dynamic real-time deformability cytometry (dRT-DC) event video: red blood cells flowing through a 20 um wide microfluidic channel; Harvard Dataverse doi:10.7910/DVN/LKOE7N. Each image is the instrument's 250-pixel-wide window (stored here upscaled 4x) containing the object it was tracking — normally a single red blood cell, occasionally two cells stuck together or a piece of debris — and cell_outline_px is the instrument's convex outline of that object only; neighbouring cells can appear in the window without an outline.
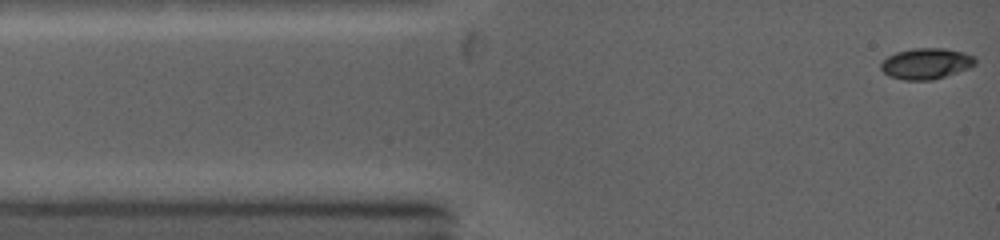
{"species": "common noctule bat (a hibernating species)", "species_latin": "Nyctalus noctula", "temperature_condition": "warm", "stored_images_in_passage": 79, "camera_frame_rate_fps": 5000, "um_per_image_px": 0.085, "animal": {"sex": "female", "body_mass_g": 19.0, "forearm_length_mm": 53.3}, "frame": {"image": 1, "passage_image": 1, "time_ms": 0.0, "image_size_px": [1000, 240], "cell_outline_px": [[976, 60], [972, 64], [964, 68], [944, 76], [932, 80], [904, 80], [892, 76], [884, 72], [880, 68], [880, 64], [888, 56], [896, 52], [912, 48], [944, 48], [964, 52], [972, 56]], "centroid_in_image_um": [78.65, 5.39], "position_along_channel_um": 6.3, "area_um2": 16.53}}
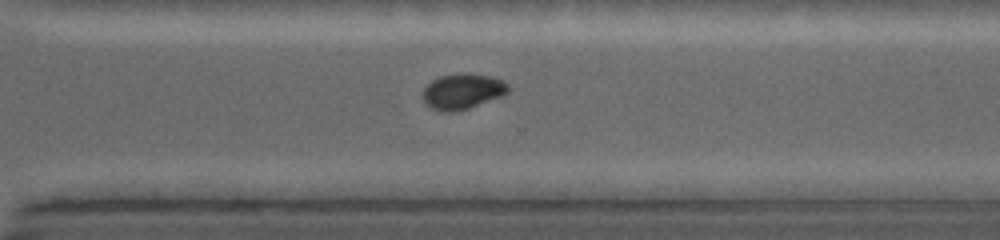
{"frame": {"image": 2, "passage_image": 47, "time_ms": 8.8, "image_size_px": [1000, 240], "cell_outline_px": [[508, 92], [500, 96], [468, 108], [456, 112], [444, 112], [432, 108], [424, 100], [424, 88], [432, 80], [440, 76], [492, 76], [508, 84]], "centroid_in_image_um": [39.3, 7.81], "position_along_channel_um": 331.3, "area_um2": 16.65}}
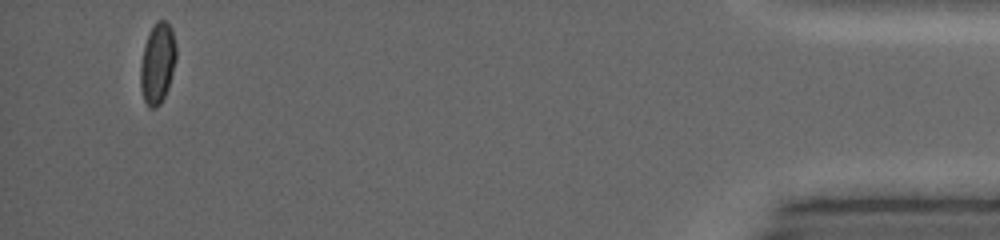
{"frame": {"image": 3, "passage_image": 71, "time_ms": 13.2, "image_size_px": [1000, 240], "cell_outline_px": [[176, 60], [168, 88], [160, 104], [156, 108], [148, 108], [144, 100], [140, 88], [140, 64], [144, 44], [156, 20], [164, 20], [172, 28], [176, 48]], "centroid_in_image_um": [13.38, 5.4], "position_along_channel_um": 421.8, "area_um2": 16.88}, "authors_computed_cell_mechanics": {"area_um2": 16.9932, "velocity_mm_per_s": 4.3564, "shape_relaxation_time_tau1_ms": 7.5926, "shape_relaxation_time_tau2_ms": null, "deformation_change_tau1": 0.158, "deformation_change_tau2": null}}